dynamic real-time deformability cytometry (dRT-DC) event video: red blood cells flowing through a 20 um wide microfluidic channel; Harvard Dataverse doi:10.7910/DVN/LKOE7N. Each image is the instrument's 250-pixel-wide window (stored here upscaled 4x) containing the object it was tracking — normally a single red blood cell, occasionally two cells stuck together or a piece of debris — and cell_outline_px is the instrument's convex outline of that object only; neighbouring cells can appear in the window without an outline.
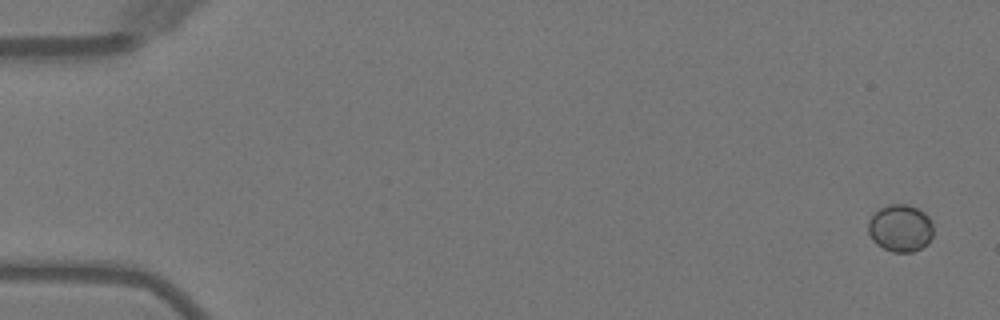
{"species": "Egyptian fruit bat (a non-hibernating species)", "species_latin": "Rousettus aegyptiacus", "temperature_condition": "warm", "stored_images_in_passage": 4, "camera_frame_rate_fps": 3000, "um_per_image_px": 0.085, "animal": {"sex": "female"}, "frame": {"image": 1, "passage_image": 1, "time_ms": 0.0, "image_size_px": [1000, 320], "cell_outline_px": [[932, 236], [928, 244], [912, 252], [892, 252], [876, 244], [872, 240], [868, 232], [868, 220], [880, 208], [888, 204], [908, 204], [924, 212], [932, 220]], "centroid_in_image_um": [76.53, 19.39], "position_along_channel_um": 8.5, "area_um2": 18.03}}
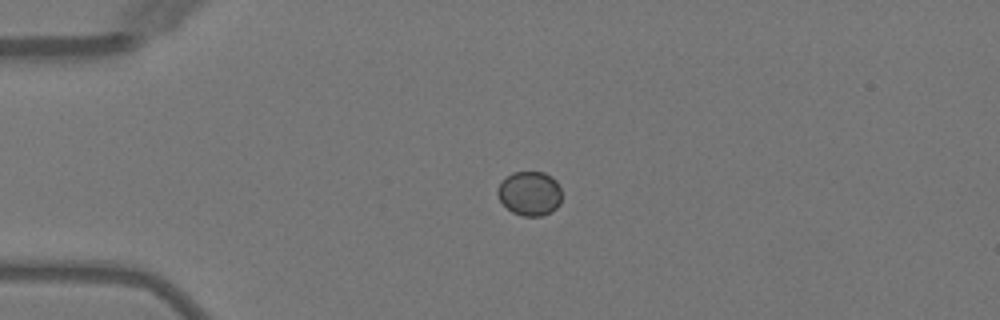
{"frame": {"image": 2, "passage_image": 4, "time_ms": 3.667, "image_size_px": [1000, 320], "cell_outline_px": [[560, 204], [552, 212], [540, 216], [524, 216], [512, 212], [500, 200], [496, 192], [496, 188], [512, 172], [544, 172], [552, 176], [556, 180], [560, 188]], "centroid_in_image_um": [45.03, 16.44], "position_along_channel_um": 40.0, "area_um2": 16.53}}